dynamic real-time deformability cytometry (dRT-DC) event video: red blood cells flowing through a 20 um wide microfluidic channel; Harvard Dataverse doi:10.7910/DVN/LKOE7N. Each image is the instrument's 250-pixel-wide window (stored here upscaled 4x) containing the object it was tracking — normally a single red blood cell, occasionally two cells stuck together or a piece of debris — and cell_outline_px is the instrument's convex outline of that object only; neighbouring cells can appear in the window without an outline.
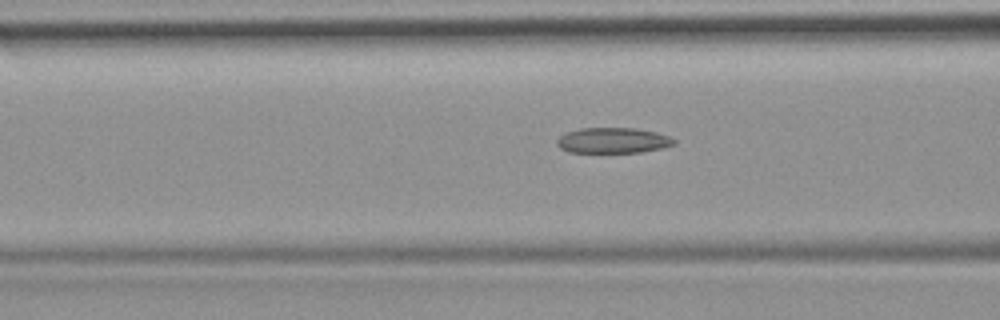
{"species": "common noctule bat (a hibernating species)", "species_latin": "Nyctalus noctula", "temperature_condition": "room temperature", "stored_images_in_passage": 10, "camera_frame_rate_fps": 3000, "um_per_image_px": 0.085, "animal": {"sex": "female", "body_mass_g": 19.9}, "frame": {"image": 1, "passage_image": 8, "time_ms": 2.333, "image_size_px": [1000, 320], "cell_outline_px": [[676, 144], [664, 148], [640, 152], [568, 152], [560, 148], [556, 144], [556, 140], [560, 136], [568, 132], [580, 128], [636, 128], [656, 132], [668, 136], [676, 140]], "centroid_in_image_um": [52.12, 11.94], "position_along_channel_um": 114.5, "area_um2": 17.46}}